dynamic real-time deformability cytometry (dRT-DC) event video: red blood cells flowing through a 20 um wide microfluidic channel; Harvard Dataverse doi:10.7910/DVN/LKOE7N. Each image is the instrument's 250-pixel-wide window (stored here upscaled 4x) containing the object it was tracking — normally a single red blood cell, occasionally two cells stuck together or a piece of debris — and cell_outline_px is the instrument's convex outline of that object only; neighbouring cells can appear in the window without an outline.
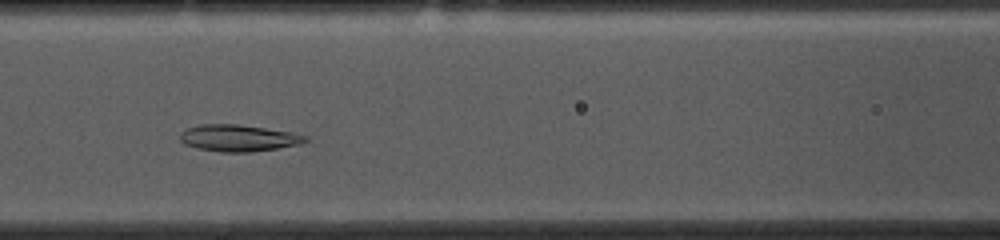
{"species": "common noctule bat (a hibernating species)", "species_latin": "Nyctalus noctula", "temperature_condition": "cold", "stored_images_in_passage": 40, "camera_frame_rate_fps": 3000, "um_per_image_px": 0.085, "animal": {"sex": "female", "body_mass_g": 10.0, "forearm_length_mm": 53.1}, "frame": {"image": 1, "passage_image": 17, "time_ms": 5.333, "image_size_px": [1000, 240], "cell_outline_px": [[308, 140], [300, 144], [252, 152], [220, 152], [196, 148], [184, 144], [180, 140], [180, 132], [188, 128], [200, 124], [236, 124], [292, 132], [308, 136]], "centroid_in_image_um": [20.25, 11.73], "position_along_channel_um": 146.4, "area_um2": 19.48}}
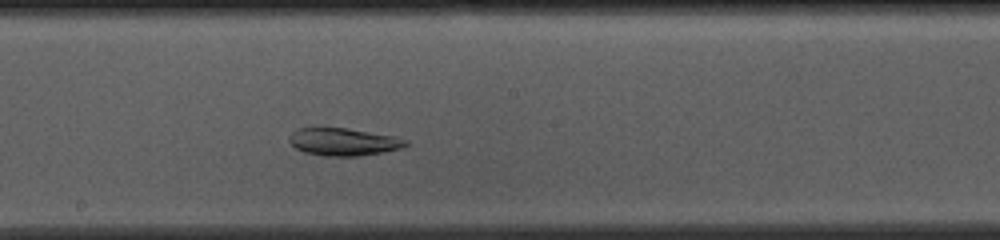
{"frame": {"image": 2, "passage_image": 23, "time_ms": 7.333, "image_size_px": [1000, 240], "cell_outline_px": [[408, 144], [400, 148], [360, 156], [324, 156], [304, 152], [296, 148], [288, 140], [288, 136], [296, 128], [348, 128], [396, 136], [408, 140]], "centroid_in_image_um": [29.18, 12.05], "position_along_channel_um": 219.0, "area_um2": 18.73}}
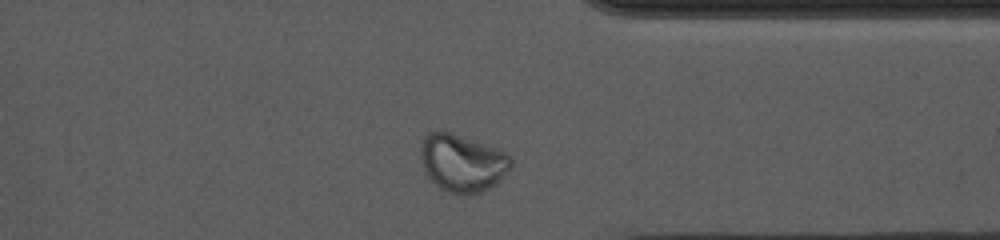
{"frame": {"image": 3, "passage_image": 36, "time_ms": 11.667, "image_size_px": [1000, 240], "cell_outline_px": [[512, 168], [488, 188], [480, 192], [448, 192], [440, 188], [428, 176], [424, 168], [420, 156], [420, 144], [424, 136], [428, 132], [448, 132], [508, 152], [512, 156]], "centroid_in_image_um": [39.3, 13.82], "position_along_channel_um": 372.1, "area_um2": 29.65}, "authors_computed_cell_mechanics": {"area_um2": 21.7039, "velocity_mm_per_s": 3.6504, "shape_relaxation_time_tau1_ms": null, "shape_relaxation_time_tau2_ms": 2.0131, "deformation_change_tau1": null, "deformation_change_tau2": 0.0615}}